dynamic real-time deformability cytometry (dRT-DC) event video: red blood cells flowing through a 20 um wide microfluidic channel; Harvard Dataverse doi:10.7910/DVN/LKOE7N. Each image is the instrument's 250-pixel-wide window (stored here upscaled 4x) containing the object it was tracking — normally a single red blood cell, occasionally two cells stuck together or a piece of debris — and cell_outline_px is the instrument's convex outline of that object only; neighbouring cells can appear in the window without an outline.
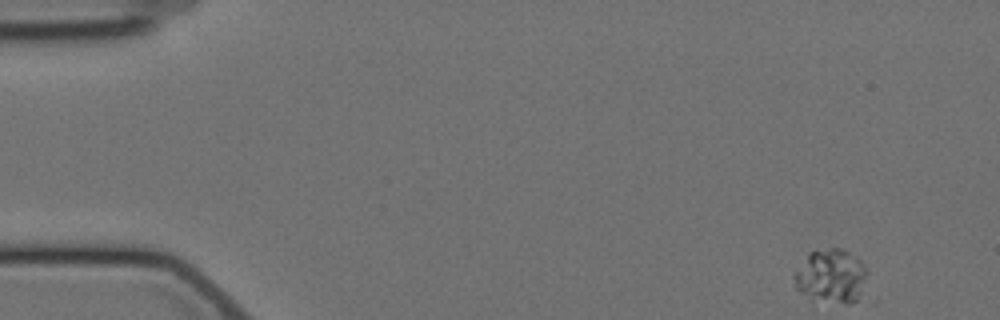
{"species": "Egyptian fruit bat (a non-hibernating species)", "species_latin": "Rousettus aegyptiacus", "temperature_condition": "cold", "stored_images_in_passage": 56, "camera_frame_rate_fps": 3000, "um_per_image_px": 0.085, "animal": {"sex": "female"}, "frame": {"image": 1, "passage_image": 1, "time_ms": 0.0, "image_size_px": [1000, 320], "cell_outline_px": [[876, 300], [872, 304], [844, 304], [812, 300], [800, 292], [796, 288], [792, 276], [792, 272], [808, 252], [832, 248], [844, 248], [856, 256], [864, 264], [868, 272]], "centroid_in_image_um": [70.89, 23.6], "position_along_channel_um": 14.1, "area_um2": 25.95}}
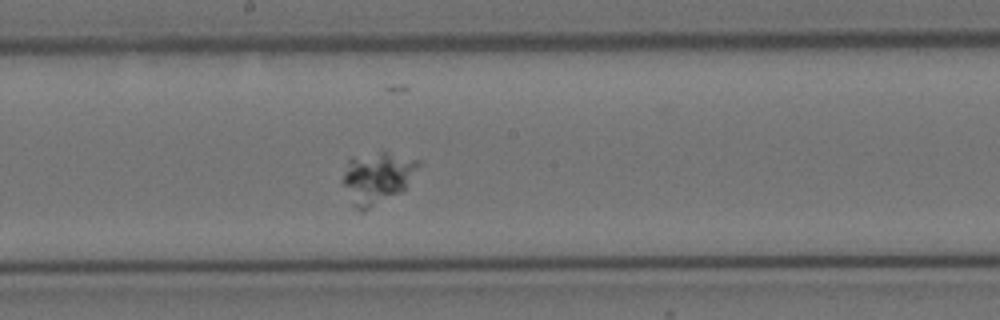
{"frame": {"image": 2, "passage_image": 29, "time_ms": 9.333, "image_size_px": [1000, 320], "cell_outline_px": [[420, 164], [404, 188], [400, 192], [364, 212], [360, 212], [352, 208], [344, 184], [344, 176], [348, 160], [352, 156], [380, 152], [388, 152], [420, 160]], "centroid_in_image_um": [32.03, 15.13], "position_along_channel_um": 216.2, "area_um2": 22.54}}
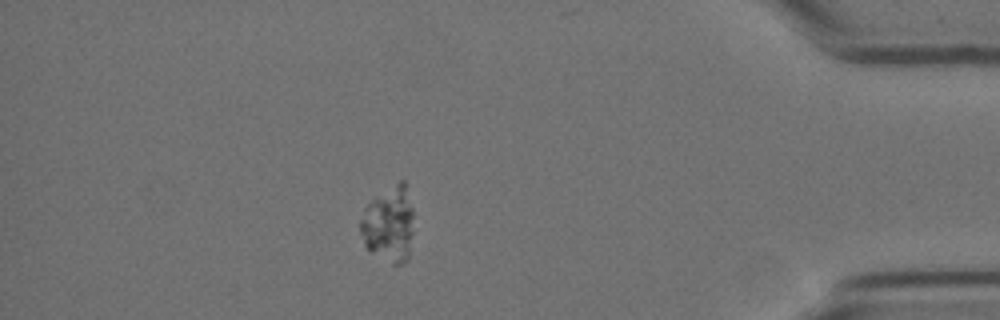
{"frame": {"image": 3, "passage_image": 49, "time_ms": 16.0, "image_size_px": [1000, 320], "cell_outline_px": [[412, 232], [408, 260], [400, 264], [392, 264], [368, 248], [364, 244], [360, 232], [360, 220], [364, 208], [372, 200], [400, 180], [404, 180], [412, 208]], "centroid_in_image_um": [33.06, 19.07], "position_along_channel_um": 402.1, "area_um2": 23.06}}